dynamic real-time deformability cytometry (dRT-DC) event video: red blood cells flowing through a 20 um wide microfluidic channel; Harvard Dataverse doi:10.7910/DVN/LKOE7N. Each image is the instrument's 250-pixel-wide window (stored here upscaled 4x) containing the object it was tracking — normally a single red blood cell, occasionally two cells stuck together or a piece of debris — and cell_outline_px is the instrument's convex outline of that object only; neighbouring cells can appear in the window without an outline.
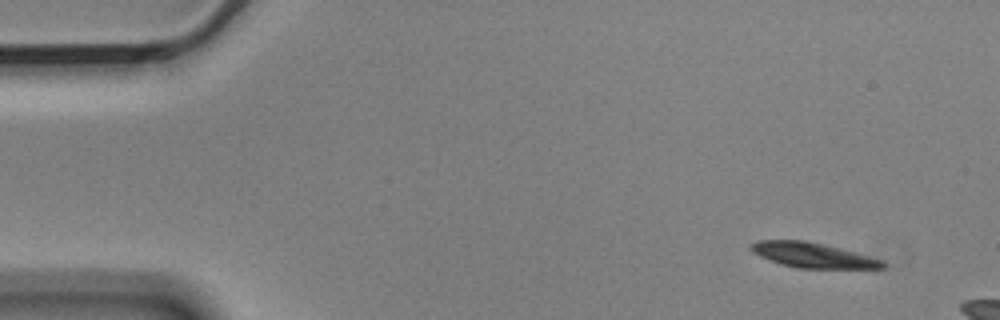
{"species": "Egyptian fruit bat (a non-hibernating species)", "species_latin": "Rousettus aegyptiacus", "temperature_condition": "cold", "stored_images_in_passage": 3, "camera_frame_rate_fps": 3000, "um_per_image_px": 0.085, "animal": {"sex": "male"}, "frame": {"image": 1, "passage_image": 1, "time_ms": 0.0, "image_size_px": [1000, 320], "cell_outline_px": [[884, 268], [796, 268], [780, 264], [760, 256], [752, 252], [752, 244], [760, 240], [804, 240], [840, 248], [856, 252], [884, 260]], "centroid_in_image_um": [69.1, 21.69], "position_along_channel_um": 15.9, "area_um2": 18.96}}